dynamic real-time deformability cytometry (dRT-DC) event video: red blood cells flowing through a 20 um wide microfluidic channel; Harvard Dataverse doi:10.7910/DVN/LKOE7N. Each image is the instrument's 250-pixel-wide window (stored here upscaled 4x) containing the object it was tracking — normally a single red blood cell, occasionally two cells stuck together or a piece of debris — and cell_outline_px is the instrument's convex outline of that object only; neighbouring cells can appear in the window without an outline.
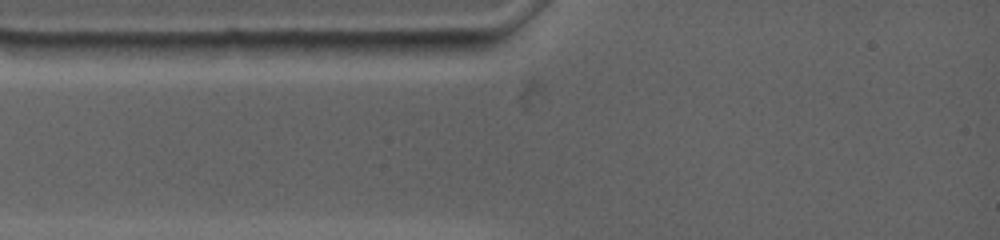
{"species": "common noctule bat (a hibernating species)", "species_latin": "Nyctalus noctula", "temperature_condition": "warm", "stored_images_in_passage": 3, "camera_frame_rate_fps": 4500, "um_per_image_px": 0.085, "animal": {"sex": "female", "body_mass_g": 19.0, "forearm_length_mm": 53.3}, "frame": {"image": 1, "passage_image": 1, "time_ms": 0.0, "image_size_px": [1000, 240], "cell_outline_px": [[252, 44], [232, 56], [192, 60], [132, 60], [124, 44], [224, 40], [244, 40]], "centroid_in_image_um": [15.79, 4.25], "position_along_channel_um": 69.2, "area_um2": 14.45}}